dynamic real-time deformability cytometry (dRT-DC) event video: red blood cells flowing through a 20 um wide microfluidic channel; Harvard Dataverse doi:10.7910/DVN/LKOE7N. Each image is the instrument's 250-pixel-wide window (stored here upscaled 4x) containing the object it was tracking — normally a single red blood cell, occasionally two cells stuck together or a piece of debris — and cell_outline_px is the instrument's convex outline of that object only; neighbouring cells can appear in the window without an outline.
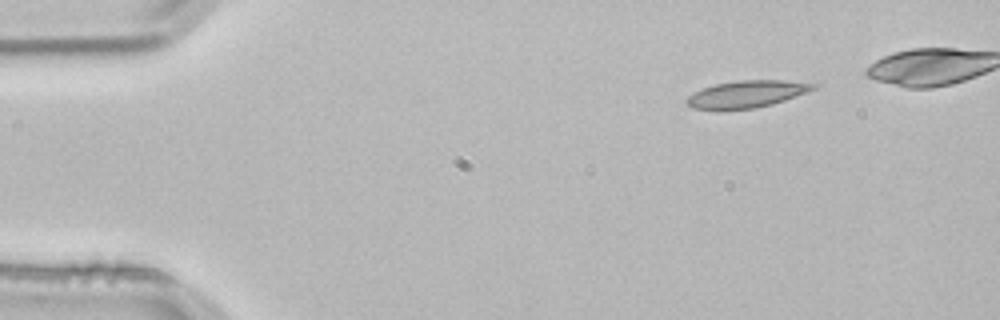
{"species": "common noctule bat (a hibernating species)", "species_latin": "Nyctalus noctula", "temperature_condition": "room temperature", "stored_images_in_passage": 4, "segment_of_instrument_passage": [2, 2], "camera_frame_rate_fps": 3000, "um_per_image_px": 0.085, "animal": {"sex": "male", "body_mass_g": 21.5, "forearm_length_mm": 52.0}, "frame": {"image": 1, "passage_image": 4, "time_ms": 1.0, "image_size_px": [1000, 320], "cell_outline_px": [[820, 84], [816, 88], [808, 92], [772, 104], [756, 108], [720, 112], [716, 112], [692, 108], [684, 100], [688, 96], [704, 88], [716, 84], [740, 80], [784, 80]], "centroid_in_image_um": [63.44, 8.03], "position_along_channel_um": 21.6, "area_um2": 20.46}}